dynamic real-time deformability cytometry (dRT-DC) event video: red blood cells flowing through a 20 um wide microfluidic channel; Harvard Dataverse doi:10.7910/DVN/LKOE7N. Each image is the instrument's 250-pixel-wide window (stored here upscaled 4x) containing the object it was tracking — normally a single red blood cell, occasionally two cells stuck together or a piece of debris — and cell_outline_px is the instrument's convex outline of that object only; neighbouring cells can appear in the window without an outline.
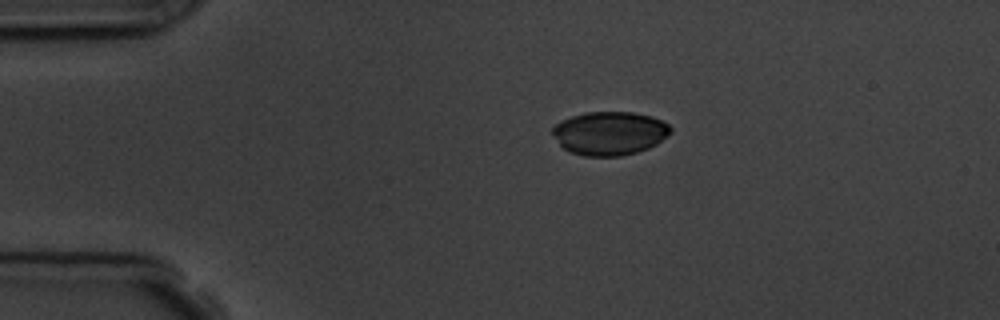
{"species": "common noctule bat (a hibernating species)", "species_latin": "Nyctalus noctula", "temperature_condition": "room temperature", "stored_images_in_passage": 4, "camera_frame_rate_fps": 3000, "um_per_image_px": 0.085, "animal": {"sex": "male", "body_mass_g": 19.5, "forearm_length_mm": 54.6}, "frame": {"image": 1, "passage_image": 1, "time_ms": 0.0, "image_size_px": [1000, 320], "cell_outline_px": [[672, 132], [656, 144], [648, 148], [636, 152], [620, 156], [584, 156], [572, 152], [564, 148], [560, 144], [552, 132], [552, 128], [560, 120], [584, 112], [632, 112], [652, 116], [668, 124], [672, 128]], "centroid_in_image_um": [51.83, 11.32], "position_along_channel_um": 33.2, "area_um2": 29.88}}
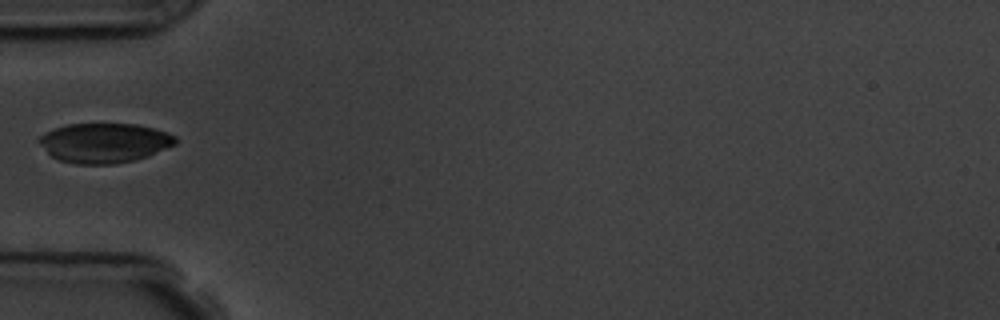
{"frame": {"image": 2, "passage_image": 3, "time_ms": 2.333, "image_size_px": [1000, 320], "cell_outline_px": [[176, 144], [148, 156], [132, 160], [112, 164], [76, 164], [60, 160], [52, 156], [36, 140], [44, 132], [68, 124], [136, 124], [168, 132], [176, 136]], "centroid_in_image_um": [8.87, 12.14], "position_along_channel_um": 76.1, "area_um2": 31.33}}